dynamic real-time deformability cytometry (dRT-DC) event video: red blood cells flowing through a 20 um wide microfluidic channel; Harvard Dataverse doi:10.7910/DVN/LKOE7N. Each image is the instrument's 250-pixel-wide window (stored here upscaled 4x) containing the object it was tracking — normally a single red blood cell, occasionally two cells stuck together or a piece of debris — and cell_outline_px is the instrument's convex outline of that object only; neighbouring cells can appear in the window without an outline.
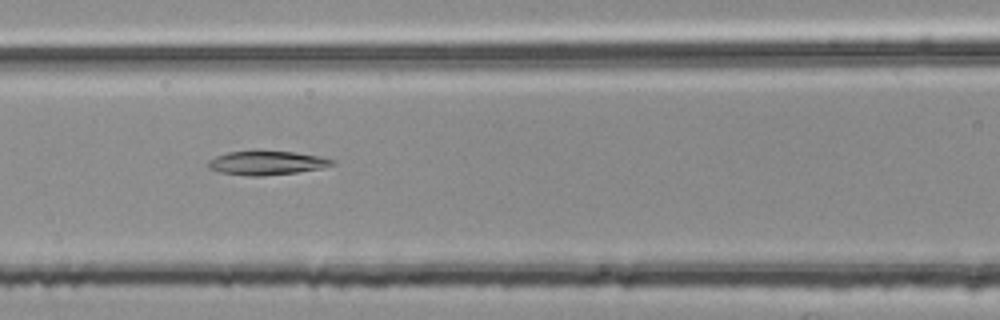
{"species": "common noctule bat (a hibernating species)", "species_latin": "Nyctalus noctula", "temperature_condition": "room temperature", "stored_images_in_passage": 55, "camera_frame_rate_fps": 3000, "um_per_image_px": 0.085, "animal": {"sex": "female", "body_mass_g": 25.1}, "frame": {"image": 1, "passage_image": 24, "time_ms": 7.667, "image_size_px": [1000, 320], "cell_outline_px": [[336, 164], [320, 168], [296, 172], [260, 176], [252, 176], [220, 172], [208, 168], [208, 160], [216, 156], [228, 152], [256, 148], [260, 148], [292, 152], [320, 156], [336, 160]], "centroid_in_image_um": [22.65, 13.8], "position_along_channel_um": 143.9, "area_um2": 17.86}}
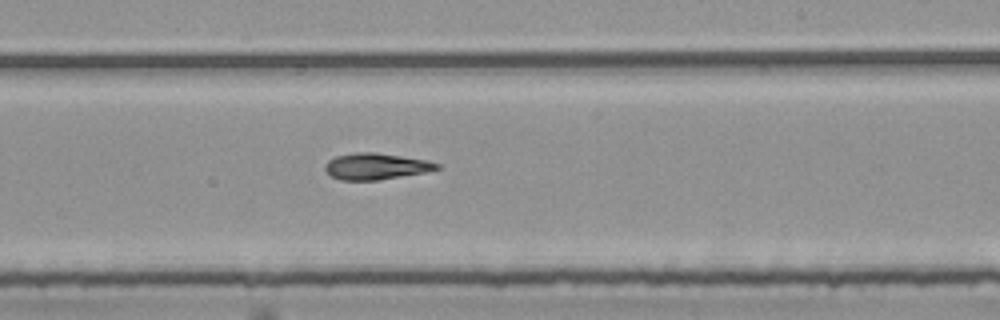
{"frame": {"image": 2, "passage_image": 33, "time_ms": 10.667, "image_size_px": [1000, 320], "cell_outline_px": [[440, 168], [424, 172], [376, 180], [340, 180], [332, 176], [324, 168], [324, 164], [328, 160], [336, 156], [356, 152], [376, 152], [428, 160], [440, 164]], "centroid_in_image_um": [31.94, 14.12], "position_along_channel_um": 257.1, "area_um2": 17.05}}
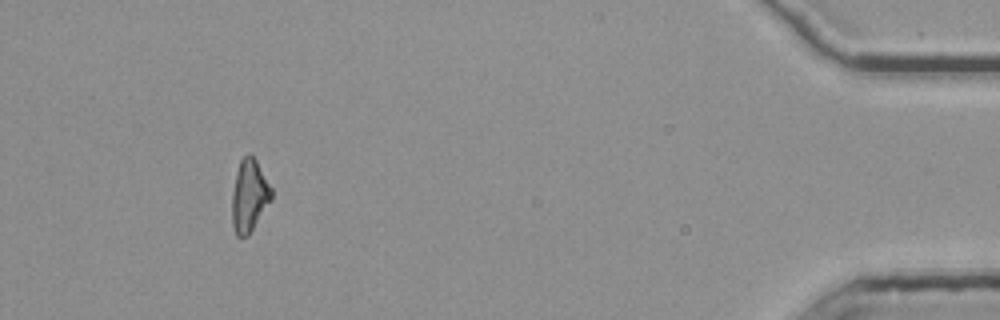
{"frame": {"image": 3, "passage_image": 51, "time_ms": 16.667, "image_size_px": [1000, 320], "cell_outline_px": [[272, 200], [248, 236], [236, 236], [232, 224], [232, 192], [236, 172], [240, 160], [248, 152], [256, 160], [272, 188]], "centroid_in_image_um": [21.19, 16.64], "position_along_channel_um": 414.0, "area_um2": 16.7}, "authors_computed_cell_mechanics": {"area_um2": 17.4556, "velocity_mm_per_s": 3.7913, "shape_relaxation_time_tau1_ms": null, "shape_relaxation_time_tau2_ms": 7.0827, "deformation_change_tau1": null, "deformation_change_tau2": 0.1846}}